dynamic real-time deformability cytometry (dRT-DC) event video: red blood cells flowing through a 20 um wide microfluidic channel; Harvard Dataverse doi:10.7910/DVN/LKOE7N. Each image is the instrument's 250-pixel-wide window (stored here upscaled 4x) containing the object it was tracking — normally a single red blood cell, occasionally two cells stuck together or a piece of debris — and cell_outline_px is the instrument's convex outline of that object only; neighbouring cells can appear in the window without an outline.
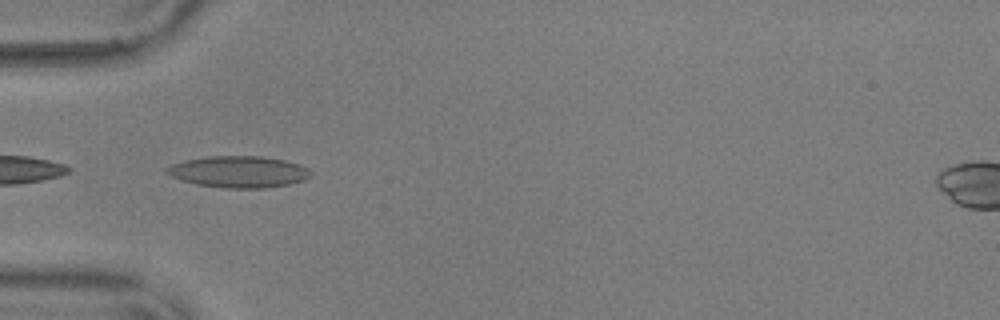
{"species": "common noctule bat (a hibernating species)", "species_latin": "Nyctalus noctula", "temperature_condition": "warm", "stored_images_in_passage": 40, "camera_frame_rate_fps": 3000, "um_per_image_px": 0.085, "animal": {"sex": "male", "body_mass_g": 17.9, "forearm_length_mm": 54.2}, "frame": {"image": 1, "passage_image": 7, "time_ms": 2.0, "image_size_px": [1000, 320], "cell_outline_px": [[312, 172], [304, 180], [288, 184], [264, 188], [224, 188], [196, 184], [180, 180], [164, 172], [164, 168], [172, 164], [188, 160], [208, 156], [260, 156], [284, 160], [300, 164], [308, 168]], "centroid_in_image_um": [20.27, 14.6], "position_along_channel_um": 64.7, "area_um2": 26.41}, "authors_computed_cell_mechanics": {"area_um2": 23.0333, "velocity_mm_per_s": 3.644, "shape_relaxation_time_tau1_ms": 7.8997, "shape_relaxation_time_tau2_ms": 1.7786, "deformation_change_tau1": 0.2198, "deformation_change_tau2": 0.1055}}